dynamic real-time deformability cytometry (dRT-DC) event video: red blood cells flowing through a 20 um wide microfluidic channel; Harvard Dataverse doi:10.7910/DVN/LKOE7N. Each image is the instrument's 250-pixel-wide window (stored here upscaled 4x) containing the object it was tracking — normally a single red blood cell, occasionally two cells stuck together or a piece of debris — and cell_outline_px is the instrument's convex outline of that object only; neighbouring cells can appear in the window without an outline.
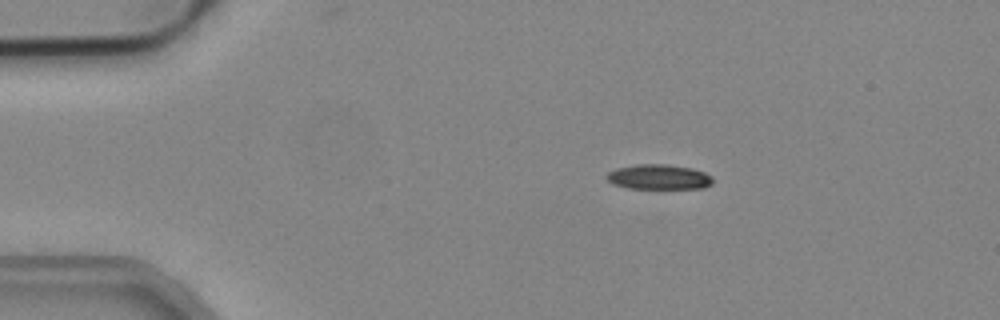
{"species": "common noctule bat (a hibernating species)", "species_latin": "Nyctalus noctula", "temperature_condition": "cold", "stored_images_in_passage": 44, "camera_frame_rate_fps": 3000, "um_per_image_px": 0.085, "animal": {"sex": "male", "body_mass_g": 19.2, "forearm_length_mm": 51.8}, "frame": {"image": 1, "passage_image": 1, "time_ms": 0.0, "image_size_px": [1000, 320], "cell_outline_px": [[712, 184], [704, 188], [628, 188], [612, 184], [604, 176], [608, 172], [616, 168], [636, 164], [668, 164], [692, 168], [704, 172], [712, 176]], "centroid_in_image_um": [55.98, 15.03], "position_along_channel_um": 29.0, "area_um2": 15.55}}
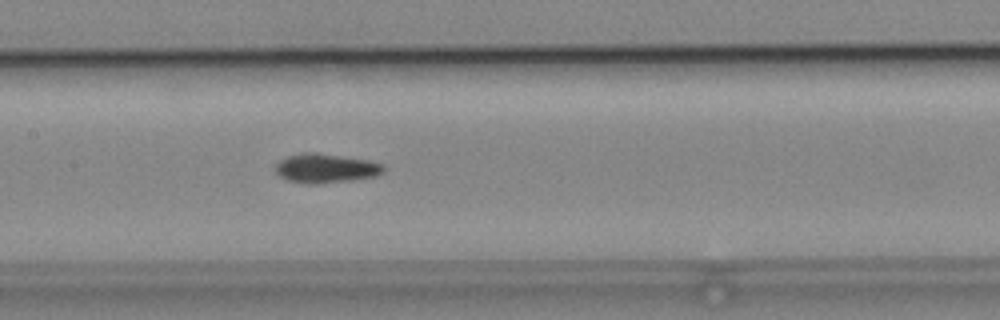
{"frame": {"image": 2, "passage_image": 17, "time_ms": 5.333, "image_size_px": [1000, 320], "cell_outline_px": [[384, 172], [376, 176], [352, 180], [288, 180], [280, 176], [272, 168], [280, 160], [288, 156], [340, 156], [368, 160], [384, 164]], "centroid_in_image_um": [27.78, 14.3], "position_along_channel_um": 179.6, "area_um2": 16.47}}
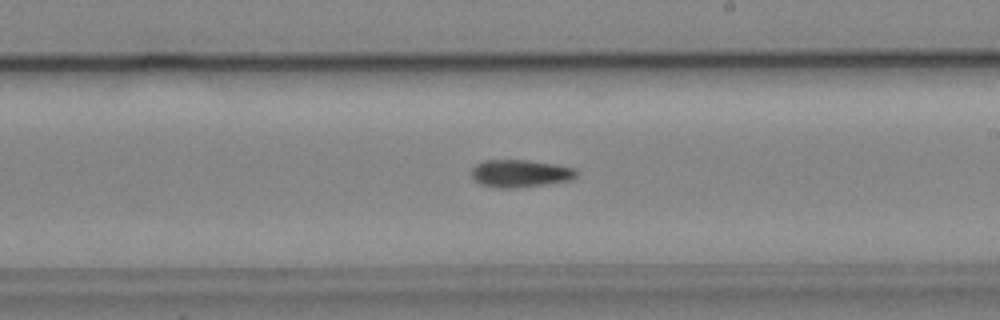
{"frame": {"image": 3, "passage_image": 22, "time_ms": 7.0, "image_size_px": [1000, 320], "cell_outline_px": [[580, 172], [572, 180], [544, 184], [512, 188], [500, 188], [480, 184], [472, 176], [472, 168], [476, 164], [484, 160], [528, 160], [556, 164], [576, 168]], "centroid_in_image_um": [44.26, 14.73], "position_along_channel_um": 244.7, "area_um2": 16.88}}